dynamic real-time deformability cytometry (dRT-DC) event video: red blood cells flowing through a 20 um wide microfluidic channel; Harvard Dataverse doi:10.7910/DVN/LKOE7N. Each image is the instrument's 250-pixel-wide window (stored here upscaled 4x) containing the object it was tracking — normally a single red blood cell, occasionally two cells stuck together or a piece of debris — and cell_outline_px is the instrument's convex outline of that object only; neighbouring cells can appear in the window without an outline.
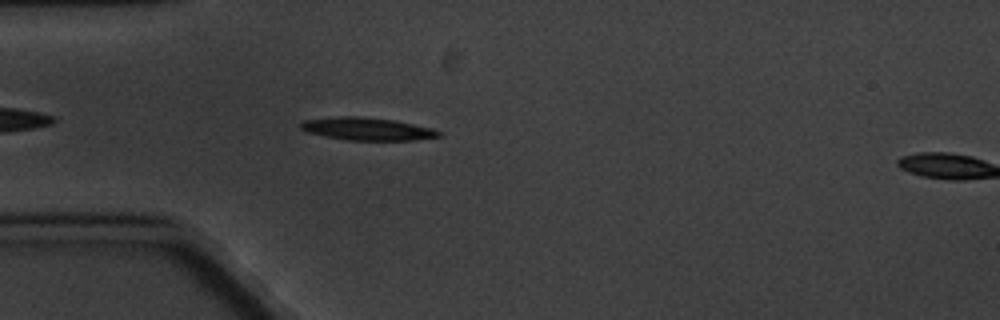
{"species": "common noctule bat (a hibernating species)", "species_latin": "Nyctalus noctula", "temperature_condition": "cold", "stored_images_in_passage": 5, "segment_of_instrument_passage": [1, 2], "camera_frame_rate_fps": 3000, "um_per_image_px": 0.085, "animal": {"sex": "male", "body_mass_g": 20.1, "forearm_length_mm": 53.5}, "frame": {"image": 1, "passage_image": 4, "time_ms": 4.333, "image_size_px": [1000, 320], "cell_outline_px": [[444, 136], [416, 140], [348, 140], [308, 132], [300, 128], [296, 124], [304, 120], [340, 116], [360, 116], [396, 120], [432, 128], [444, 132]], "centroid_in_image_um": [31.28, 10.95], "position_along_channel_um": 53.7, "area_um2": 18.44}}